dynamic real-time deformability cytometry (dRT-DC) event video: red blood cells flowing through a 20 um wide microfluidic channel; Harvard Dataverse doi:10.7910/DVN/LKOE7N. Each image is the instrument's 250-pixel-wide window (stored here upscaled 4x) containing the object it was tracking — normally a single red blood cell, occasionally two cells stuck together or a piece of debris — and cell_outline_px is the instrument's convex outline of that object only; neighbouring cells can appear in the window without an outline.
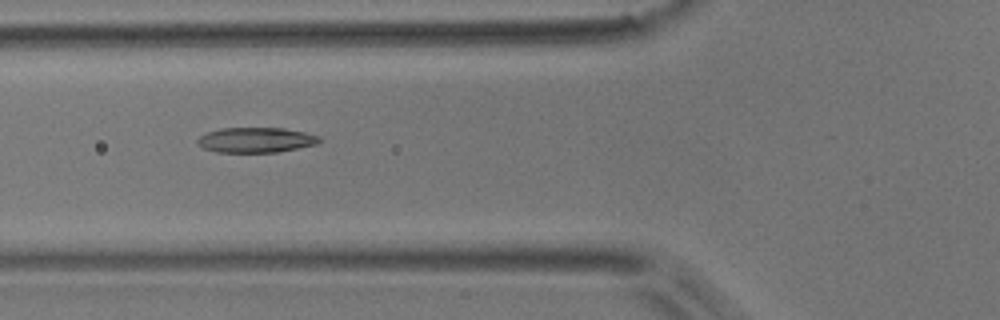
{"species": "common noctule bat (a hibernating species)", "species_latin": "Nyctalus noctula", "temperature_condition": "room temperature", "stored_images_in_passage": 5, "camera_frame_rate_fps": 3000, "um_per_image_px": 0.085, "animal": {"sex": "male", "body_mass_g": 17.9}, "frame": {"image": 1, "passage_image": 3, "time_ms": 0.667, "image_size_px": [1000, 320], "cell_outline_px": [[320, 140], [316, 144], [276, 152], [216, 152], [204, 148], [196, 144], [196, 140], [200, 136], [208, 132], [220, 128], [284, 128], [304, 132], [320, 136]], "centroid_in_image_um": [21.71, 11.89], "position_along_channel_um": 104.1, "area_um2": 17.74}}
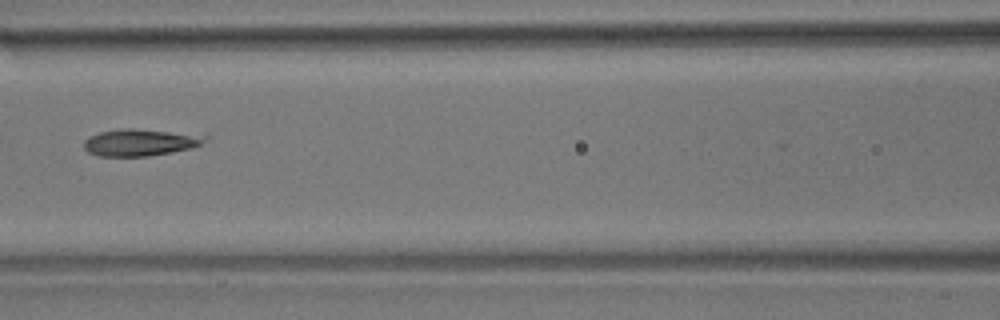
{"frame": {"image": 2, "passage_image": 4, "time_ms": 1.0, "image_size_px": [1000, 320], "cell_outline_px": [[208, 136], [200, 144], [192, 148], [172, 152], [148, 156], [96, 156], [88, 152], [84, 148], [84, 140], [88, 136], [100, 132], [124, 128], [132, 128], [204, 132]], "centroid_in_image_um": [12.01, 12.07], "position_along_channel_um": 154.6, "area_um2": 19.71}}
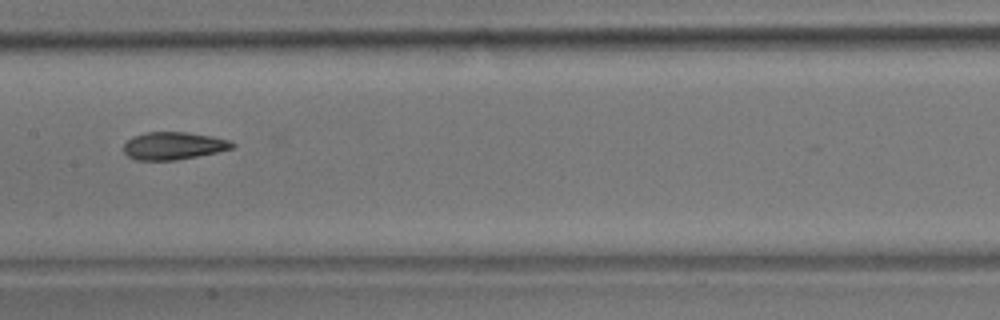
{"frame": {"image": 3, "passage_image": 5, "time_ms": 1.333, "image_size_px": [1000, 320], "cell_outline_px": [[236, 144], [232, 148], [216, 152], [176, 160], [136, 160], [128, 156], [124, 152], [124, 144], [132, 136], [148, 132], [188, 132], [212, 136], [228, 140]], "centroid_in_image_um": [14.73, 12.39], "position_along_channel_um": 192.7, "area_um2": 17.34}}